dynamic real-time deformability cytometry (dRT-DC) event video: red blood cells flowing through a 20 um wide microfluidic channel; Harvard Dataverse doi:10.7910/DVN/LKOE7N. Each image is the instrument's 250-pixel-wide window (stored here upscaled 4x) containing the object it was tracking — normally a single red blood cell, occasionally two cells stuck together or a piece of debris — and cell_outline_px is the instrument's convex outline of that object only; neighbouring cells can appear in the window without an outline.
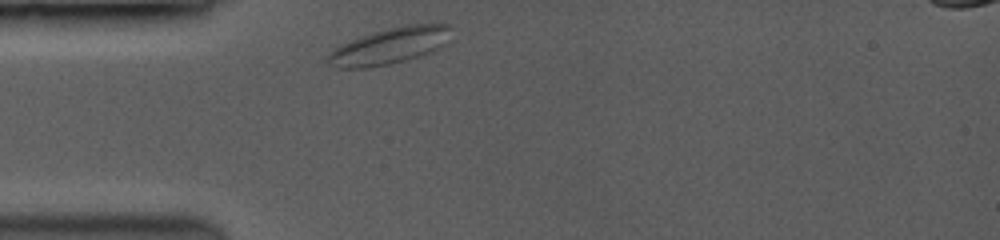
{"species": "common noctule bat (a hibernating species)", "species_latin": "Nyctalus noctula", "temperature_condition": "room temperature", "stored_images_in_passage": 30, "camera_frame_rate_fps": 3500, "um_per_image_px": 0.085, "animal": {"sex": "female", "body_mass_g": 19.0, "forearm_length_mm": 53.3}, "frame": {"image": 1, "passage_image": 1, "time_ms": 0.0, "image_size_px": [1000, 240], "cell_outline_px": [[452, 28], [444, 44], [432, 52], [404, 60], [364, 68], [340, 68], [328, 64], [324, 60], [328, 52], [332, 48], [340, 44], [360, 36], [372, 32], [388, 28], [408, 24], [452, 24]], "centroid_in_image_um": [33.05, 3.89], "position_along_channel_um": 51.9, "area_um2": 26.07}}
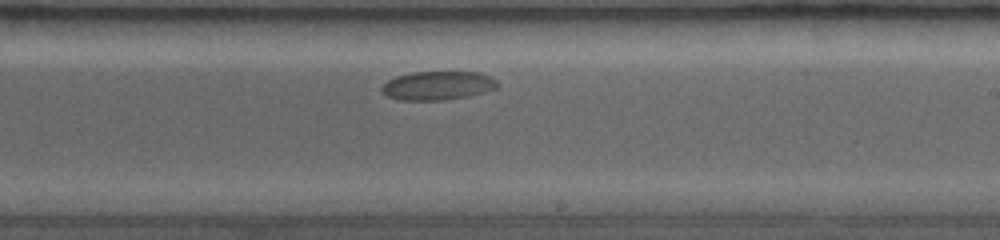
{"frame": {"image": 2, "passage_image": 17, "time_ms": 6.0, "image_size_px": [1000, 240], "cell_outline_px": [[496, 88], [484, 92], [444, 100], [400, 100], [388, 96], [380, 88], [388, 80], [396, 76], [412, 72], [480, 72], [496, 80]], "centroid_in_image_um": [37.18, 7.26], "position_along_channel_um": 251.8, "area_um2": 19.07}}
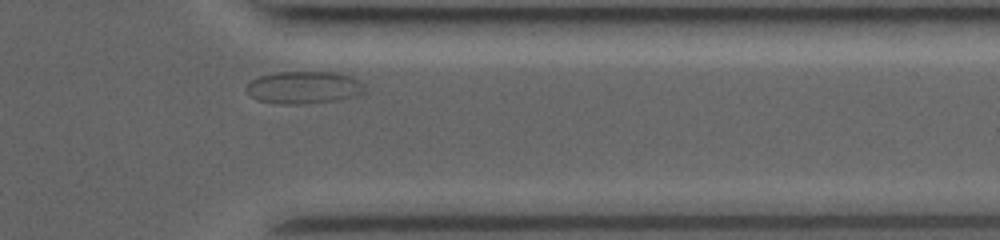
{"frame": {"image": 3, "passage_image": 27, "time_ms": 9.714, "image_size_px": [1000, 240], "cell_outline_px": [[364, 92], [352, 96], [336, 100], [304, 104], [276, 104], [256, 100], [244, 88], [252, 80], [260, 76], [280, 72], [332, 72], [352, 76], [356, 80]], "centroid_in_image_um": [25.74, 7.44], "position_along_channel_um": 385.7, "area_um2": 21.96}}